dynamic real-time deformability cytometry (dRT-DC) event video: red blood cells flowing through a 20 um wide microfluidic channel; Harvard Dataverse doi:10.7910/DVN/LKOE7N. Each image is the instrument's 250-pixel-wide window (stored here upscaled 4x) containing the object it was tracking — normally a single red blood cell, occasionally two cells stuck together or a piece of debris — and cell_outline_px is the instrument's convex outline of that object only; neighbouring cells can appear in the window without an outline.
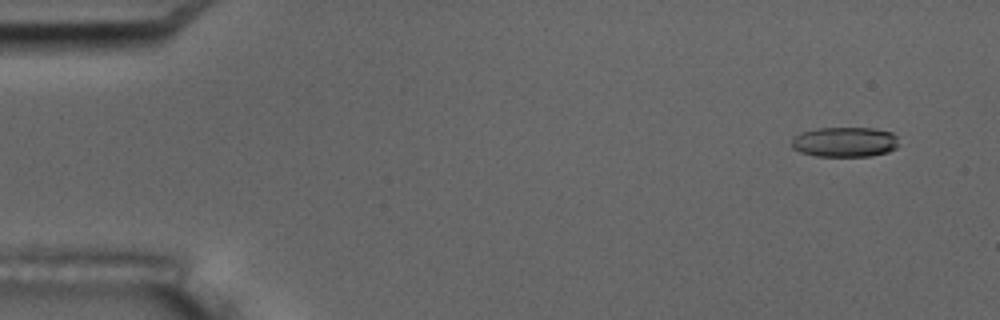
{"species": "common noctule bat (a hibernating species)", "species_latin": "Nyctalus noctula", "temperature_condition": "room temperature", "stored_images_in_passage": 6, "camera_frame_rate_fps": 3000, "um_per_image_px": 0.085, "animal": {"sex": "male", "body_mass_g": 17.5, "forearm_length_mm": 52.3}, "frame": {"image": 1, "passage_image": 1, "time_ms": 0.0, "image_size_px": [1000, 320], "cell_outline_px": [[896, 148], [888, 152], [872, 156], [816, 156], [800, 152], [792, 148], [792, 140], [796, 136], [804, 132], [820, 128], [872, 128], [892, 132], [896, 136]], "centroid_in_image_um": [71.82, 12.08], "position_along_channel_um": 13.2, "area_um2": 18.55}}